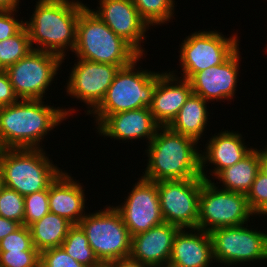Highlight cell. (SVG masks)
Returning a JSON list of instances; mask_svg holds the SVG:
<instances>
[{"label": "cell", "instance_id": "obj_41", "mask_svg": "<svg viewBox=\"0 0 267 267\" xmlns=\"http://www.w3.org/2000/svg\"><path fill=\"white\" fill-rule=\"evenodd\" d=\"M90 267H113V263L100 261L98 264L90 266Z\"/></svg>", "mask_w": 267, "mask_h": 267}, {"label": "cell", "instance_id": "obj_27", "mask_svg": "<svg viewBox=\"0 0 267 267\" xmlns=\"http://www.w3.org/2000/svg\"><path fill=\"white\" fill-rule=\"evenodd\" d=\"M32 49L30 38L24 26L14 36L0 41V70H6L21 58H24Z\"/></svg>", "mask_w": 267, "mask_h": 267}, {"label": "cell", "instance_id": "obj_16", "mask_svg": "<svg viewBox=\"0 0 267 267\" xmlns=\"http://www.w3.org/2000/svg\"><path fill=\"white\" fill-rule=\"evenodd\" d=\"M97 132L101 136L115 140L146 139L149 144L160 125L155 121L150 108L119 112L111 115H93Z\"/></svg>", "mask_w": 267, "mask_h": 267}, {"label": "cell", "instance_id": "obj_19", "mask_svg": "<svg viewBox=\"0 0 267 267\" xmlns=\"http://www.w3.org/2000/svg\"><path fill=\"white\" fill-rule=\"evenodd\" d=\"M192 93L189 80L179 78L174 71H158V81L149 107L155 121L160 126H168Z\"/></svg>", "mask_w": 267, "mask_h": 267}, {"label": "cell", "instance_id": "obj_28", "mask_svg": "<svg viewBox=\"0 0 267 267\" xmlns=\"http://www.w3.org/2000/svg\"><path fill=\"white\" fill-rule=\"evenodd\" d=\"M140 16L149 26L170 22L175 15V0H132Z\"/></svg>", "mask_w": 267, "mask_h": 267}, {"label": "cell", "instance_id": "obj_3", "mask_svg": "<svg viewBox=\"0 0 267 267\" xmlns=\"http://www.w3.org/2000/svg\"><path fill=\"white\" fill-rule=\"evenodd\" d=\"M197 145L194 139L160 126L146 145L148 162L141 177L152 182L202 177L201 151Z\"/></svg>", "mask_w": 267, "mask_h": 267}, {"label": "cell", "instance_id": "obj_35", "mask_svg": "<svg viewBox=\"0 0 267 267\" xmlns=\"http://www.w3.org/2000/svg\"><path fill=\"white\" fill-rule=\"evenodd\" d=\"M17 12L18 10H0V41L14 36L24 27V21L15 18Z\"/></svg>", "mask_w": 267, "mask_h": 267}, {"label": "cell", "instance_id": "obj_8", "mask_svg": "<svg viewBox=\"0 0 267 267\" xmlns=\"http://www.w3.org/2000/svg\"><path fill=\"white\" fill-rule=\"evenodd\" d=\"M217 183L204 180L201 185L197 228L210 233L219 227L250 222L249 218L255 214L248 205L246 194L221 189Z\"/></svg>", "mask_w": 267, "mask_h": 267}, {"label": "cell", "instance_id": "obj_34", "mask_svg": "<svg viewBox=\"0 0 267 267\" xmlns=\"http://www.w3.org/2000/svg\"><path fill=\"white\" fill-rule=\"evenodd\" d=\"M40 267H85L73 259L62 246L40 252Z\"/></svg>", "mask_w": 267, "mask_h": 267}, {"label": "cell", "instance_id": "obj_9", "mask_svg": "<svg viewBox=\"0 0 267 267\" xmlns=\"http://www.w3.org/2000/svg\"><path fill=\"white\" fill-rule=\"evenodd\" d=\"M226 37L218 31H196L181 43L179 63L183 73L180 78L189 80L195 73L221 65L238 48L239 37Z\"/></svg>", "mask_w": 267, "mask_h": 267}, {"label": "cell", "instance_id": "obj_26", "mask_svg": "<svg viewBox=\"0 0 267 267\" xmlns=\"http://www.w3.org/2000/svg\"><path fill=\"white\" fill-rule=\"evenodd\" d=\"M64 250L85 267L98 264L100 261L90 247L85 231L79 224H73L62 245Z\"/></svg>", "mask_w": 267, "mask_h": 267}, {"label": "cell", "instance_id": "obj_42", "mask_svg": "<svg viewBox=\"0 0 267 267\" xmlns=\"http://www.w3.org/2000/svg\"><path fill=\"white\" fill-rule=\"evenodd\" d=\"M3 187H4V181H3L2 173H1V170H0V192H1Z\"/></svg>", "mask_w": 267, "mask_h": 267}, {"label": "cell", "instance_id": "obj_24", "mask_svg": "<svg viewBox=\"0 0 267 267\" xmlns=\"http://www.w3.org/2000/svg\"><path fill=\"white\" fill-rule=\"evenodd\" d=\"M259 171V150L253 148L239 162L221 170L214 178L220 181L219 184L223 183L222 189L247 195Z\"/></svg>", "mask_w": 267, "mask_h": 267}, {"label": "cell", "instance_id": "obj_2", "mask_svg": "<svg viewBox=\"0 0 267 267\" xmlns=\"http://www.w3.org/2000/svg\"><path fill=\"white\" fill-rule=\"evenodd\" d=\"M85 7L79 0H38L24 22L32 49L56 54L64 62L66 50L75 48L77 22Z\"/></svg>", "mask_w": 267, "mask_h": 267}, {"label": "cell", "instance_id": "obj_30", "mask_svg": "<svg viewBox=\"0 0 267 267\" xmlns=\"http://www.w3.org/2000/svg\"><path fill=\"white\" fill-rule=\"evenodd\" d=\"M48 189L24 196L23 225L29 227L49 211Z\"/></svg>", "mask_w": 267, "mask_h": 267}, {"label": "cell", "instance_id": "obj_38", "mask_svg": "<svg viewBox=\"0 0 267 267\" xmlns=\"http://www.w3.org/2000/svg\"><path fill=\"white\" fill-rule=\"evenodd\" d=\"M112 263L113 267H150L146 264L132 259L131 257L121 258L119 260L112 261Z\"/></svg>", "mask_w": 267, "mask_h": 267}, {"label": "cell", "instance_id": "obj_11", "mask_svg": "<svg viewBox=\"0 0 267 267\" xmlns=\"http://www.w3.org/2000/svg\"><path fill=\"white\" fill-rule=\"evenodd\" d=\"M246 226L219 227L210 232L214 262L235 266L240 263L267 261V233ZM216 260V261H215Z\"/></svg>", "mask_w": 267, "mask_h": 267}, {"label": "cell", "instance_id": "obj_39", "mask_svg": "<svg viewBox=\"0 0 267 267\" xmlns=\"http://www.w3.org/2000/svg\"><path fill=\"white\" fill-rule=\"evenodd\" d=\"M20 0H0V10H17Z\"/></svg>", "mask_w": 267, "mask_h": 267}, {"label": "cell", "instance_id": "obj_23", "mask_svg": "<svg viewBox=\"0 0 267 267\" xmlns=\"http://www.w3.org/2000/svg\"><path fill=\"white\" fill-rule=\"evenodd\" d=\"M206 104L207 101L201 96L192 93L168 127L200 143L210 116Z\"/></svg>", "mask_w": 267, "mask_h": 267}, {"label": "cell", "instance_id": "obj_1", "mask_svg": "<svg viewBox=\"0 0 267 267\" xmlns=\"http://www.w3.org/2000/svg\"><path fill=\"white\" fill-rule=\"evenodd\" d=\"M44 103L42 100L19 99L14 104L0 107V149H42L44 137L74 113V108L62 109Z\"/></svg>", "mask_w": 267, "mask_h": 267}, {"label": "cell", "instance_id": "obj_7", "mask_svg": "<svg viewBox=\"0 0 267 267\" xmlns=\"http://www.w3.org/2000/svg\"><path fill=\"white\" fill-rule=\"evenodd\" d=\"M79 225L99 261L112 262L130 257L132 236L115 206L87 213Z\"/></svg>", "mask_w": 267, "mask_h": 267}, {"label": "cell", "instance_id": "obj_37", "mask_svg": "<svg viewBox=\"0 0 267 267\" xmlns=\"http://www.w3.org/2000/svg\"><path fill=\"white\" fill-rule=\"evenodd\" d=\"M22 225L16 221L0 216V241L8 234L15 232Z\"/></svg>", "mask_w": 267, "mask_h": 267}, {"label": "cell", "instance_id": "obj_10", "mask_svg": "<svg viewBox=\"0 0 267 267\" xmlns=\"http://www.w3.org/2000/svg\"><path fill=\"white\" fill-rule=\"evenodd\" d=\"M62 63L56 54L33 49L5 71L19 99L45 100L44 94Z\"/></svg>", "mask_w": 267, "mask_h": 267}, {"label": "cell", "instance_id": "obj_14", "mask_svg": "<svg viewBox=\"0 0 267 267\" xmlns=\"http://www.w3.org/2000/svg\"><path fill=\"white\" fill-rule=\"evenodd\" d=\"M138 179L124 203L115 207L120 212L131 236L148 231L164 222L157 183L142 177Z\"/></svg>", "mask_w": 267, "mask_h": 267}, {"label": "cell", "instance_id": "obj_5", "mask_svg": "<svg viewBox=\"0 0 267 267\" xmlns=\"http://www.w3.org/2000/svg\"><path fill=\"white\" fill-rule=\"evenodd\" d=\"M4 186L22 196L46 190L63 169L53 164L42 148L0 149Z\"/></svg>", "mask_w": 267, "mask_h": 267}, {"label": "cell", "instance_id": "obj_32", "mask_svg": "<svg viewBox=\"0 0 267 267\" xmlns=\"http://www.w3.org/2000/svg\"><path fill=\"white\" fill-rule=\"evenodd\" d=\"M0 267H40V252L0 251Z\"/></svg>", "mask_w": 267, "mask_h": 267}, {"label": "cell", "instance_id": "obj_18", "mask_svg": "<svg viewBox=\"0 0 267 267\" xmlns=\"http://www.w3.org/2000/svg\"><path fill=\"white\" fill-rule=\"evenodd\" d=\"M179 227L163 222L132 236L130 257L150 267H167Z\"/></svg>", "mask_w": 267, "mask_h": 267}, {"label": "cell", "instance_id": "obj_20", "mask_svg": "<svg viewBox=\"0 0 267 267\" xmlns=\"http://www.w3.org/2000/svg\"><path fill=\"white\" fill-rule=\"evenodd\" d=\"M208 142V143H207ZM205 144V149L201 151V176L208 181H211L210 176H207L206 166H212L214 169L210 173L213 178L223 169L233 166L244 158L253 147H248L244 143L242 134L237 131L225 130L214 134ZM209 163V164H208ZM208 164V165H205ZM205 168V169H204Z\"/></svg>", "mask_w": 267, "mask_h": 267}, {"label": "cell", "instance_id": "obj_4", "mask_svg": "<svg viewBox=\"0 0 267 267\" xmlns=\"http://www.w3.org/2000/svg\"><path fill=\"white\" fill-rule=\"evenodd\" d=\"M77 59L118 65L131 64L140 54L124 39L117 36L92 10L86 6L77 22Z\"/></svg>", "mask_w": 267, "mask_h": 267}, {"label": "cell", "instance_id": "obj_31", "mask_svg": "<svg viewBox=\"0 0 267 267\" xmlns=\"http://www.w3.org/2000/svg\"><path fill=\"white\" fill-rule=\"evenodd\" d=\"M0 251H38L32 242L30 228L22 225L0 241Z\"/></svg>", "mask_w": 267, "mask_h": 267}, {"label": "cell", "instance_id": "obj_12", "mask_svg": "<svg viewBox=\"0 0 267 267\" xmlns=\"http://www.w3.org/2000/svg\"><path fill=\"white\" fill-rule=\"evenodd\" d=\"M205 179L157 181L160 209L164 222L180 229L197 228L201 185Z\"/></svg>", "mask_w": 267, "mask_h": 267}, {"label": "cell", "instance_id": "obj_6", "mask_svg": "<svg viewBox=\"0 0 267 267\" xmlns=\"http://www.w3.org/2000/svg\"><path fill=\"white\" fill-rule=\"evenodd\" d=\"M143 55L120 68L101 103L90 113L111 115L119 112L150 107L158 81V72L136 68Z\"/></svg>", "mask_w": 267, "mask_h": 267}, {"label": "cell", "instance_id": "obj_29", "mask_svg": "<svg viewBox=\"0 0 267 267\" xmlns=\"http://www.w3.org/2000/svg\"><path fill=\"white\" fill-rule=\"evenodd\" d=\"M0 216L23 225L24 196L4 186L0 192Z\"/></svg>", "mask_w": 267, "mask_h": 267}, {"label": "cell", "instance_id": "obj_21", "mask_svg": "<svg viewBox=\"0 0 267 267\" xmlns=\"http://www.w3.org/2000/svg\"><path fill=\"white\" fill-rule=\"evenodd\" d=\"M213 243L209 232L198 228L179 229L173 241L168 267H210Z\"/></svg>", "mask_w": 267, "mask_h": 267}, {"label": "cell", "instance_id": "obj_25", "mask_svg": "<svg viewBox=\"0 0 267 267\" xmlns=\"http://www.w3.org/2000/svg\"><path fill=\"white\" fill-rule=\"evenodd\" d=\"M73 224L52 212L29 226L34 247L39 251L59 247Z\"/></svg>", "mask_w": 267, "mask_h": 267}, {"label": "cell", "instance_id": "obj_33", "mask_svg": "<svg viewBox=\"0 0 267 267\" xmlns=\"http://www.w3.org/2000/svg\"><path fill=\"white\" fill-rule=\"evenodd\" d=\"M246 196L251 211L258 215L267 206V175L259 171Z\"/></svg>", "mask_w": 267, "mask_h": 267}, {"label": "cell", "instance_id": "obj_40", "mask_svg": "<svg viewBox=\"0 0 267 267\" xmlns=\"http://www.w3.org/2000/svg\"><path fill=\"white\" fill-rule=\"evenodd\" d=\"M267 146V145H266ZM260 155V171L267 175V147L259 150Z\"/></svg>", "mask_w": 267, "mask_h": 267}, {"label": "cell", "instance_id": "obj_43", "mask_svg": "<svg viewBox=\"0 0 267 267\" xmlns=\"http://www.w3.org/2000/svg\"><path fill=\"white\" fill-rule=\"evenodd\" d=\"M261 215V216H264L265 215L267 216V206L258 214V216Z\"/></svg>", "mask_w": 267, "mask_h": 267}, {"label": "cell", "instance_id": "obj_36", "mask_svg": "<svg viewBox=\"0 0 267 267\" xmlns=\"http://www.w3.org/2000/svg\"><path fill=\"white\" fill-rule=\"evenodd\" d=\"M18 100L8 74L5 70H0V107L14 104Z\"/></svg>", "mask_w": 267, "mask_h": 267}, {"label": "cell", "instance_id": "obj_15", "mask_svg": "<svg viewBox=\"0 0 267 267\" xmlns=\"http://www.w3.org/2000/svg\"><path fill=\"white\" fill-rule=\"evenodd\" d=\"M98 10L92 9L117 36L124 39L140 55L145 56L141 43L146 39L150 29L147 22L140 16L132 0H99ZM95 10V11H94ZM142 41V42H141Z\"/></svg>", "mask_w": 267, "mask_h": 267}, {"label": "cell", "instance_id": "obj_13", "mask_svg": "<svg viewBox=\"0 0 267 267\" xmlns=\"http://www.w3.org/2000/svg\"><path fill=\"white\" fill-rule=\"evenodd\" d=\"M67 81L66 92L89 108L88 115L101 103L106 91L120 69L118 65L77 59Z\"/></svg>", "mask_w": 267, "mask_h": 267}, {"label": "cell", "instance_id": "obj_22", "mask_svg": "<svg viewBox=\"0 0 267 267\" xmlns=\"http://www.w3.org/2000/svg\"><path fill=\"white\" fill-rule=\"evenodd\" d=\"M68 172L62 171L48 188L49 211L66 218L72 224H79L85 213L83 186ZM75 180V181H74Z\"/></svg>", "mask_w": 267, "mask_h": 267}, {"label": "cell", "instance_id": "obj_17", "mask_svg": "<svg viewBox=\"0 0 267 267\" xmlns=\"http://www.w3.org/2000/svg\"><path fill=\"white\" fill-rule=\"evenodd\" d=\"M238 48L225 62L195 73L190 79L193 94L209 101L234 99L241 54Z\"/></svg>", "mask_w": 267, "mask_h": 267}]
</instances>
